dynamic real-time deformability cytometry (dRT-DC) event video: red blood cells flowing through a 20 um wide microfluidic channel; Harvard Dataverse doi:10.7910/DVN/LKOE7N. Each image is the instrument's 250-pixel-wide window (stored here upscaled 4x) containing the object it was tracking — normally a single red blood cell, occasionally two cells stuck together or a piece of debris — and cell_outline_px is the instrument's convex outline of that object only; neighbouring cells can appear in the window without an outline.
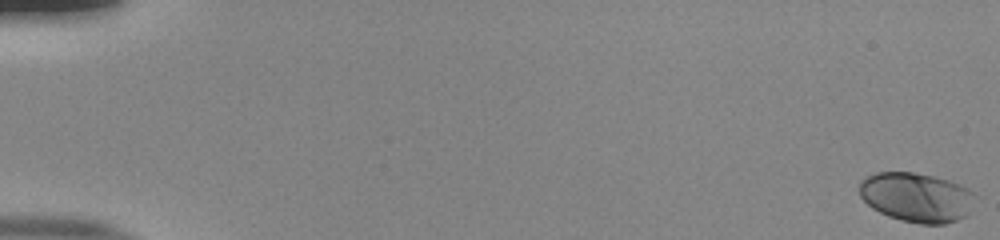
{"species": "human", "species_latin": "Homo sapiens", "temperature_condition": "room temperature", "stored_images_in_passage": 55, "camera_frame_rate_fps": 3000, "um_per_image_px": 0.085, "donor": {"sex": "male"}, "frame": {"image": 1, "passage_image": 1, "time_ms": 0.0, "image_size_px": [1000, 240], "cell_outline_px": [[972, 192], [968, 216], [944, 224], [920, 224], [900, 220], [888, 216], [872, 208], [860, 196], [860, 180], [876, 172], [912, 172], [932, 176], [948, 180], [968, 188]], "centroid_in_image_um": [77.86, 16.77], "position_along_channel_um": 7.1, "area_um2": 33.0}}
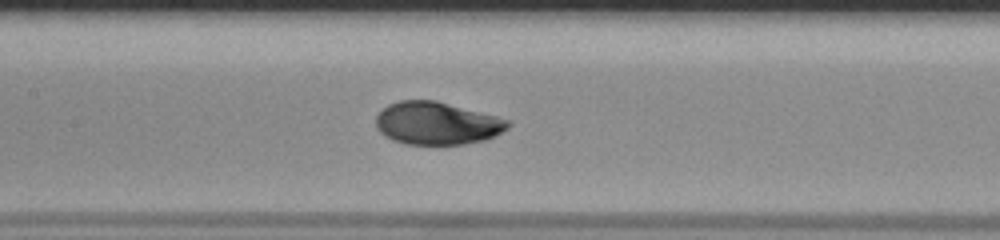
{"frame": {"image": 2, "passage_image": 28, "time_ms": 9.0, "image_size_px": [1000, 240], "cell_outline_px": [[512, 124], [508, 128], [484, 140], [464, 144], [404, 144], [392, 140], [384, 136], [376, 128], [376, 116], [388, 104], [400, 100], [436, 100], [512, 120]], "centroid_in_image_um": [37.13, 10.47], "position_along_channel_um": 170.3, "area_um2": 32.95}}
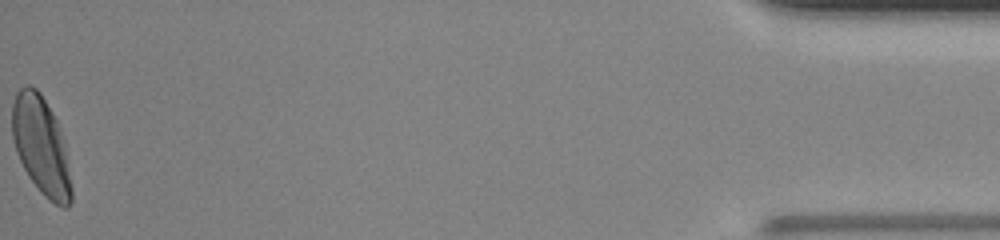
{"frame": {"image": 3, "passage_image": 55, "time_ms": 18.0, "image_size_px": [1000, 240], "cell_outline_px": [[72, 204], [68, 208], [64, 208], [48, 200], [44, 196], [28, 176], [16, 152], [12, 136], [12, 104], [16, 92], [24, 84], [28, 84], [36, 88], [40, 92], [56, 120], [64, 140], [72, 188]], "centroid_in_image_um": [3.49, 12.4], "position_along_channel_um": 431.7, "area_um2": 33.99}, "authors_computed_cell_mechanics": {"area_um2": 32.5992, "velocity_mm_per_s": 3.8903, "shape_relaxation_time_tau1_ms": 2.8394, "shape_relaxation_time_tau2_ms": null, "deformation_change_tau1": 0.164, "deformation_change_tau2": null}}